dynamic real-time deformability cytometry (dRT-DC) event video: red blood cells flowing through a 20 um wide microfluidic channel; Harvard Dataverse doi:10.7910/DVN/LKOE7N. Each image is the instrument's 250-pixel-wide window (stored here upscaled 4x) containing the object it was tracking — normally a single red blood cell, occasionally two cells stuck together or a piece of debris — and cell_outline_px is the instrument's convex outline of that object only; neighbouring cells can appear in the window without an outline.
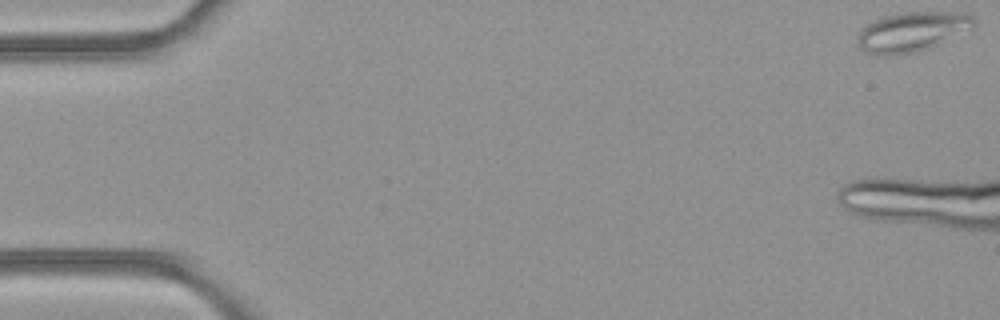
{"species": "common noctule bat (a hibernating species)", "species_latin": "Nyctalus noctula", "temperature_condition": "room temperature", "stored_images_in_passage": 4, "camera_frame_rate_fps": 3000, "um_per_image_px": 0.085, "animal": {"sex": "female", "body_mass_g": 21.9}, "frame": {"image": 1, "passage_image": 4, "time_ms": 1.0, "image_size_px": [1000, 320], "cell_outline_px": [[976, 24], [928, 48], [916, 52], [888, 56], [880, 56], [868, 52], [860, 48], [856, 40], [860, 28], [884, 16], [900, 12], [964, 12], [972, 16], [976, 20]], "centroid_in_image_um": [77.45, 2.69], "position_along_channel_um": 7.6, "area_um2": 26.53}}